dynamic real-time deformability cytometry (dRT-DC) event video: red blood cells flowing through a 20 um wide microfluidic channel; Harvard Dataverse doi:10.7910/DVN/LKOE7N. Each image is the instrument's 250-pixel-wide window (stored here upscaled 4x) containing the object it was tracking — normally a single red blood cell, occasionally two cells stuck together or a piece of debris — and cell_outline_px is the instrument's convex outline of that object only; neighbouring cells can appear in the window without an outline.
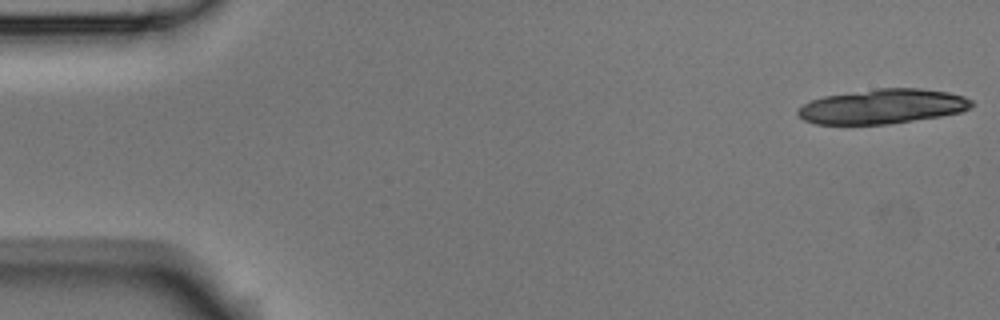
{"species": "Egyptian fruit bat (a non-hibernating species)", "species_latin": "Rousettus aegyptiacus", "temperature_condition": "room temperature", "stored_images_in_passage": 8, "camera_frame_rate_fps": 3000, "um_per_image_px": 0.085, "animal": {"sex": "male"}, "frame": {"image": 1, "passage_image": 1, "time_ms": 0.0, "image_size_px": [1000, 320], "cell_outline_px": [[972, 108], [960, 112], [940, 116], [884, 124], [816, 124], [804, 120], [796, 112], [804, 104], [812, 100], [824, 96], [876, 88], [920, 88], [948, 92], [964, 96], [972, 100]], "centroid_in_image_um": [75.03, 9.04], "position_along_channel_um": 10.0, "area_um2": 34.85}}
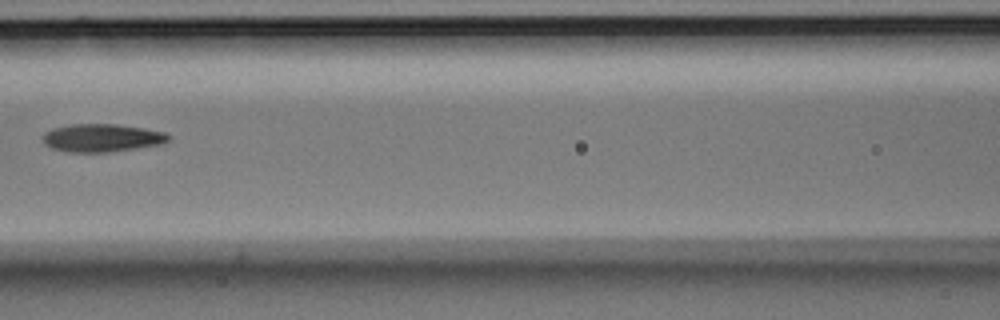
{"frame": {"image": 2, "passage_image": 7, "time_ms": 2.0, "image_size_px": [1000, 320], "cell_outline_px": [[172, 136], [164, 144], [108, 152], [68, 152], [52, 148], [44, 144], [40, 136], [44, 132], [52, 128], [72, 124], [116, 124], [144, 128], [164, 132]], "centroid_in_image_um": [8.64, 11.72], "position_along_channel_um": 158.0, "area_um2": 20.69}}
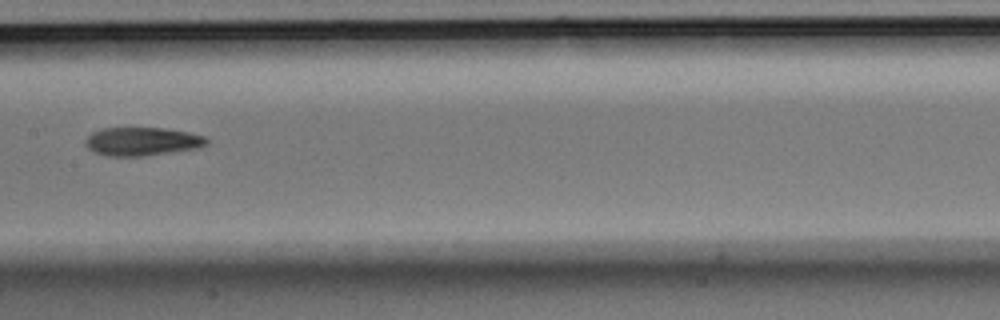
{"frame": {"image": 3, "passage_image": 8, "time_ms": 2.333, "image_size_px": [1000, 320], "cell_outline_px": [[208, 144], [200, 148], [144, 156], [108, 156], [96, 152], [88, 148], [84, 144], [84, 140], [92, 132], [100, 128], [164, 128], [188, 132], [204, 136], [208, 140]], "centroid_in_image_um": [12.08, 12.02], "position_along_channel_um": 195.3, "area_um2": 20.17}}